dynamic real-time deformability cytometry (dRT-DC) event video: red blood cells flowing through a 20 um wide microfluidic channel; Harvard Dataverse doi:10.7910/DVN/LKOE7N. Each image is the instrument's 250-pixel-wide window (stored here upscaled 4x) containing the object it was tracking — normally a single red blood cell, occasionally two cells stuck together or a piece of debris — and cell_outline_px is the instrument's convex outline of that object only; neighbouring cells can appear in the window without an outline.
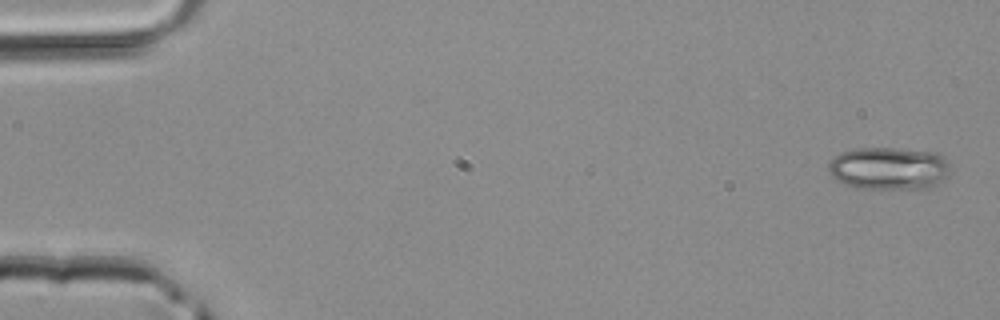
{"species": "common noctule bat (a hibernating species)", "species_latin": "Nyctalus noctula", "temperature_condition": "room temperature", "stored_images_in_passage": 4, "camera_frame_rate_fps": 3000, "um_per_image_px": 0.085, "animal": {"sex": "male", "body_mass_g": 20.4}, "frame": {"image": 1, "passage_image": 1, "time_ms": 0.0, "image_size_px": [1000, 320], "cell_outline_px": [[948, 168], [944, 176], [936, 184], [928, 188], [856, 188], [844, 184], [836, 180], [828, 172], [828, 164], [840, 152], [856, 148], [900, 148], [936, 152], [944, 156], [948, 164]], "centroid_in_image_um": [75.5, 14.29], "position_along_channel_um": 9.5, "area_um2": 30.11}}